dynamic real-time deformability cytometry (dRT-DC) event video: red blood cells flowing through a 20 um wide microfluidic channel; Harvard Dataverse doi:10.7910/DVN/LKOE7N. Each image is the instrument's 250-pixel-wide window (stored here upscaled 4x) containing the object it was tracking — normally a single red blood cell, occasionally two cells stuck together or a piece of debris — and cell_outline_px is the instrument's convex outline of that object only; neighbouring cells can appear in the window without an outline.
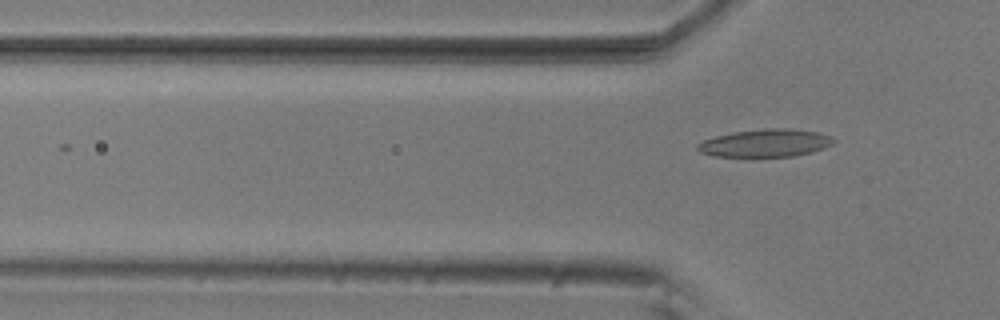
{"species": "common noctule bat (a hibernating species)", "species_latin": "Nyctalus noctula", "temperature_condition": "room temperature", "stored_images_in_passage": 6, "camera_frame_rate_fps": 3000, "um_per_image_px": 0.085, "animal": {"sex": "male", "body_mass_g": 20.5, "forearm_length_mm": 52.5}, "frame": {"image": 1, "passage_image": 6, "time_ms": 1.667, "image_size_px": [1000, 320], "cell_outline_px": [[836, 140], [832, 144], [824, 148], [812, 152], [792, 156], [752, 160], [748, 160], [712, 156], [700, 152], [696, 148], [696, 144], [704, 140], [716, 136], [732, 132], [764, 128], [792, 128], [816, 132], [828, 136]], "centroid_in_image_um": [64.97, 12.21], "position_along_channel_um": 60.8, "area_um2": 23.12}}